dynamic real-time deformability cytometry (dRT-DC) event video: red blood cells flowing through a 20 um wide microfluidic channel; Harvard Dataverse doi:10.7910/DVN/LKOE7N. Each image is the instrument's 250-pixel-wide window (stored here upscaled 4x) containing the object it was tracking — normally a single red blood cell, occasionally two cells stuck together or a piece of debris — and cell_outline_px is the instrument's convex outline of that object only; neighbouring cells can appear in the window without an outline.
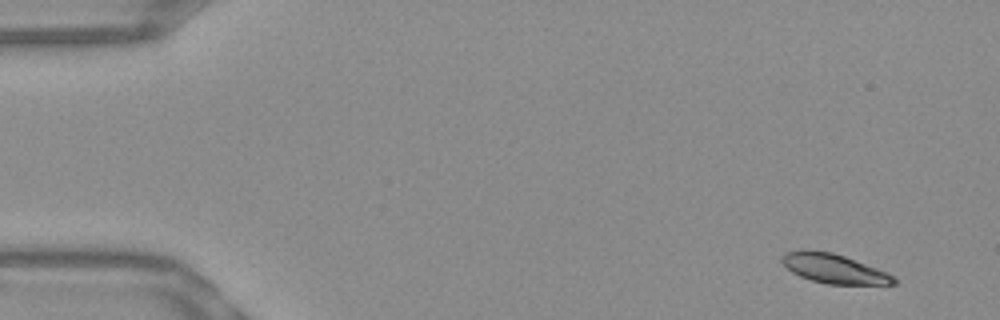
{"species": "Egyptian fruit bat (a non-hibernating species)", "species_latin": "Rousettus aegyptiacus", "temperature_condition": "warm", "stored_images_in_passage": 52, "camera_frame_rate_fps": 3000, "um_per_image_px": 0.085, "frame": {"image": 1, "passage_image": 2, "time_ms": 0.333, "image_size_px": [1000, 320], "cell_outline_px": [[896, 284], [828, 284], [812, 280], [800, 276], [792, 272], [780, 260], [788, 252], [804, 248], [832, 252], [844, 256], [876, 268], [892, 276], [896, 280]], "centroid_in_image_um": [70.84, 22.81], "position_along_channel_um": 14.2, "area_um2": 18.79}}
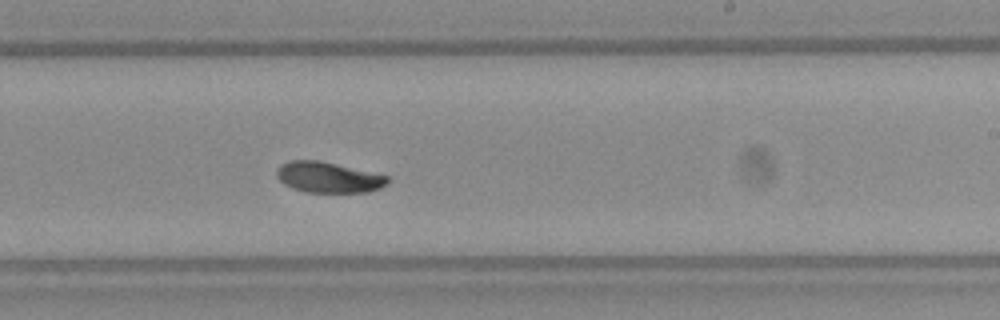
{"frame": {"image": 2, "passage_image": 31, "time_ms": 10.0, "image_size_px": [1000, 320], "cell_outline_px": [[388, 184], [380, 188], [368, 192], [304, 192], [292, 188], [284, 184], [276, 176], [276, 172], [280, 164], [292, 160], [316, 160], [336, 164], [388, 176]], "centroid_in_image_um": [27.88, 15.08], "position_along_channel_um": 261.1, "area_um2": 19.71}}
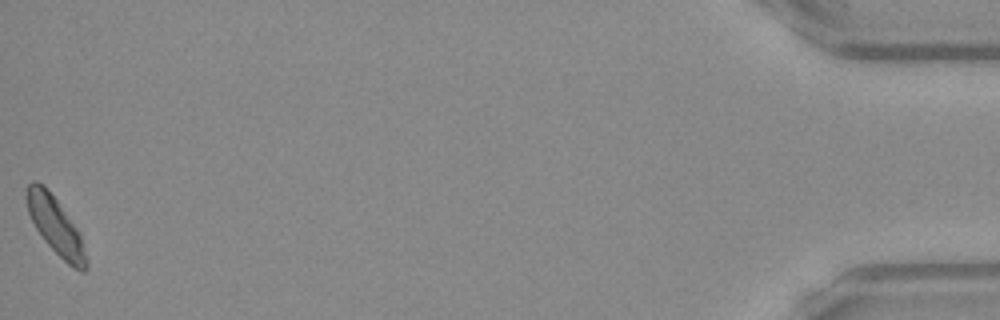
{"frame": {"image": 3, "passage_image": 52, "time_ms": 17.0, "image_size_px": [1000, 320], "cell_outline_px": [[88, 268], [84, 272], [80, 272], [72, 268], [44, 240], [36, 228], [28, 212], [28, 184], [32, 180], [36, 180], [44, 184], [80, 232], [88, 260]], "centroid_in_image_um": [4.78, 19.25], "position_along_channel_um": 430.4, "area_um2": 19.59}, "authors_computed_cell_mechanics": {"area_um2": 19.9121, "velocity_mm_per_s": 3.7962, "shape_relaxation_time_tau1_ms": 3.8204, "shape_relaxation_time_tau2_ms": 4.4117, "deformation_change_tau1": 0.1126, "deformation_change_tau2": 0.0636}}